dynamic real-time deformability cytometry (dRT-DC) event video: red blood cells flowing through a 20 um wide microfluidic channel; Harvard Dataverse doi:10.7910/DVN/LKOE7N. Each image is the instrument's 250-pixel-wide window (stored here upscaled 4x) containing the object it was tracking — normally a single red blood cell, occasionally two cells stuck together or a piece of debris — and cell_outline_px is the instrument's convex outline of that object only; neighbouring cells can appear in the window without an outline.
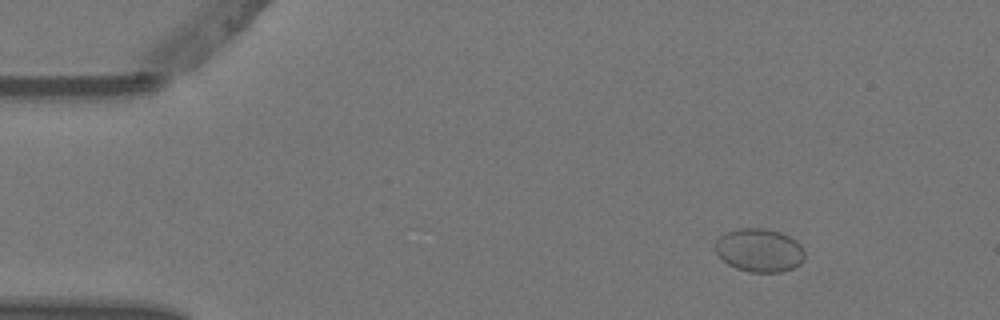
{"species": "Egyptian fruit bat (a non-hibernating species)", "species_latin": "Rousettus aegyptiacus", "temperature_condition": "warm", "stored_images_in_passage": 7, "camera_frame_rate_fps": 3000, "um_per_image_px": 0.085, "animal": {"sex": "female"}, "frame": {"image": 1, "passage_image": 1, "time_ms": 0.0, "image_size_px": [1000, 320], "cell_outline_px": [[804, 260], [800, 264], [784, 272], [748, 272], [736, 268], [728, 264], [716, 252], [716, 240], [720, 236], [736, 228], [764, 228], [780, 232], [796, 240], [804, 248]], "centroid_in_image_um": [64.57, 21.27], "position_along_channel_um": 20.4, "area_um2": 22.66}}
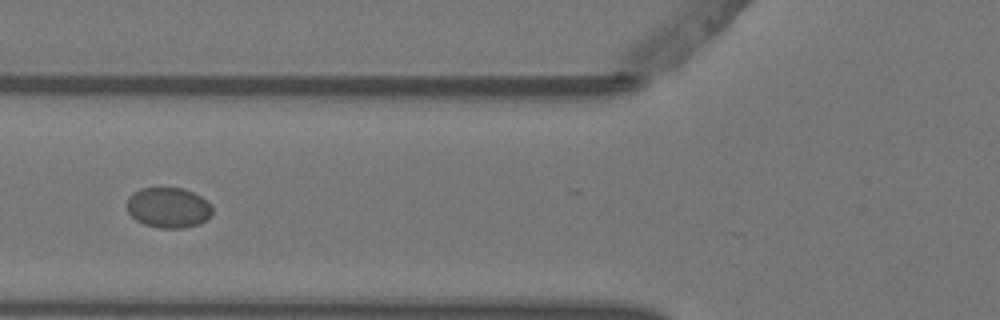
{"frame": {"image": 2, "passage_image": 4, "time_ms": 1.0, "image_size_px": [1000, 320], "cell_outline_px": [[212, 216], [200, 224], [184, 228], [156, 228], [144, 224], [136, 220], [128, 212], [124, 204], [128, 196], [132, 192], [140, 188], [184, 188], [200, 196], [212, 204]], "centroid_in_image_um": [14.29, 17.65], "position_along_channel_um": 111.5, "area_um2": 20.58}}
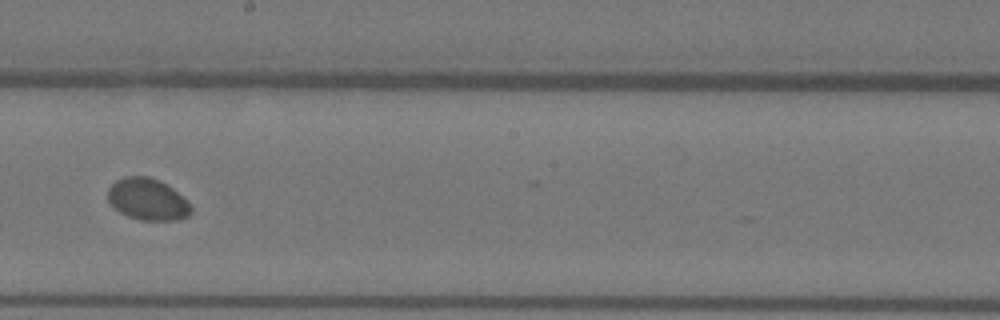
{"frame": {"image": 3, "passage_image": 7, "time_ms": 2.0, "image_size_px": [1000, 320], "cell_outline_px": [[192, 212], [188, 216], [176, 220], [140, 220], [128, 216], [120, 212], [108, 200], [108, 188], [116, 180], [124, 176], [148, 176], [160, 180], [172, 188], [192, 208]], "centroid_in_image_um": [12.52, 16.93], "position_along_channel_um": 235.7, "area_um2": 20.0}}